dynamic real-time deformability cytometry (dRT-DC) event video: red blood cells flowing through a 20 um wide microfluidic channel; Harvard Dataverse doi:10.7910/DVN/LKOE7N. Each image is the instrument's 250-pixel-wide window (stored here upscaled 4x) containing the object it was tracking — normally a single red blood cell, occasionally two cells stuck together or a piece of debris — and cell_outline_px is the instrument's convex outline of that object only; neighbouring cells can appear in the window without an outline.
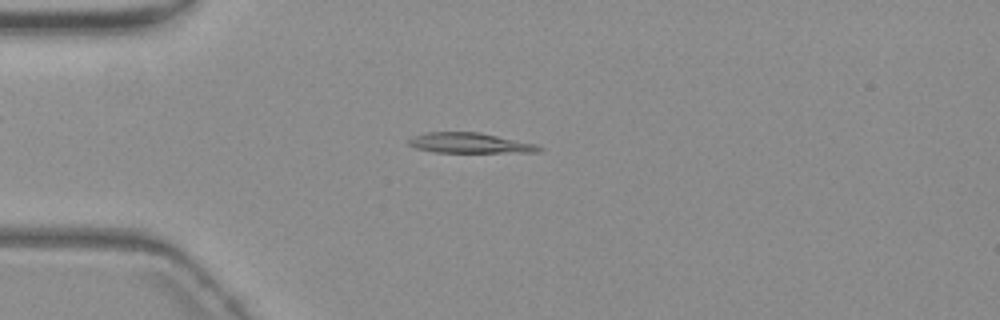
{"species": "common noctule bat (a hibernating species)", "species_latin": "Nyctalus noctula", "temperature_condition": "warm", "stored_images_in_passage": 46, "camera_frame_rate_fps": 3000, "um_per_image_px": 0.085, "animal": {"sex": "female", "body_mass_g": 19.3, "forearm_length_mm": 54.1}, "frame": {"image": 1, "passage_image": 14, "time_ms": 4.333, "image_size_px": [1000, 320], "cell_outline_px": [[544, 148], [540, 152], [432, 152], [416, 148], [408, 144], [408, 140], [412, 136], [428, 132], [480, 132], [536, 144]], "centroid_in_image_um": [39.93, 12.15], "position_along_channel_um": 45.1, "area_um2": 15.37}}
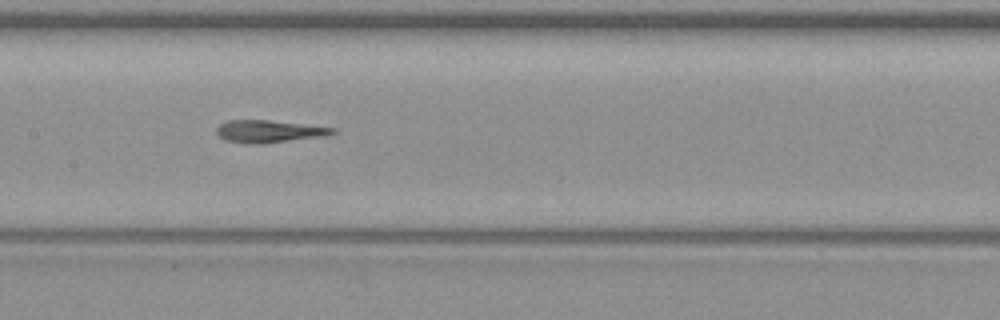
{"frame": {"image": 2, "passage_image": 27, "time_ms": 8.667, "image_size_px": [1000, 320], "cell_outline_px": [[336, 132], [328, 136], [264, 144], [244, 144], [224, 140], [216, 132], [216, 128], [220, 124], [228, 120], [268, 120], [336, 128]], "centroid_in_image_um": [22.87, 11.18], "position_along_channel_um": 184.5, "area_um2": 15.37}}
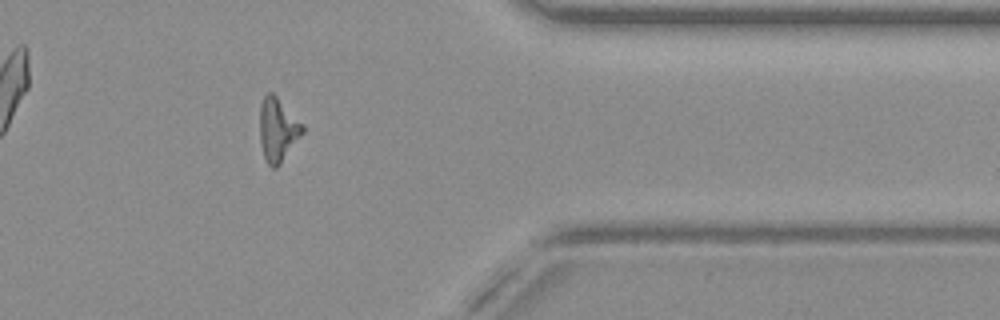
{"frame": {"image": 3, "passage_image": 45, "time_ms": 14.667, "image_size_px": [1000, 320], "cell_outline_px": [[304, 132], [280, 164], [276, 168], [272, 168], [268, 164], [264, 156], [260, 140], [260, 104], [264, 96], [268, 92], [272, 92], [304, 124]], "centroid_in_image_um": [23.62, 11.01], "position_along_channel_um": 387.8, "area_um2": 15.78}}